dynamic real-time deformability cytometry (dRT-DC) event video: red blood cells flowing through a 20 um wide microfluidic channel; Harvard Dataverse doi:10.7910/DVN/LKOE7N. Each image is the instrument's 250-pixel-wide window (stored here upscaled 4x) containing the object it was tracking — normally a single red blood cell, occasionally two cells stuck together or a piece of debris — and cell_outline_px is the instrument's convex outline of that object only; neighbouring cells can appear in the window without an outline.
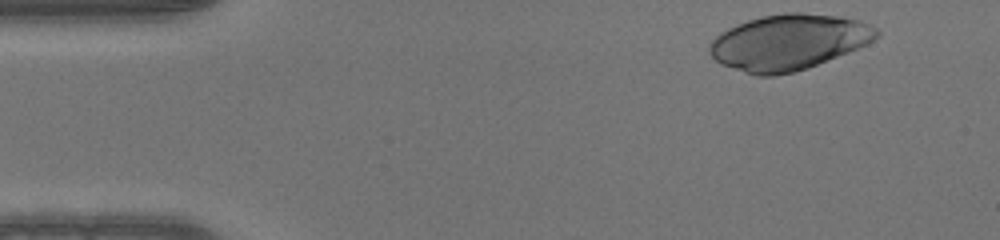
{"species": "human", "species_latin": "Homo sapiens", "temperature_condition": "warm", "stored_images_in_passage": 37, "camera_frame_rate_fps": 3000, "um_per_image_px": 0.085, "donor": {"sex": "male"}, "frame": {"image": 1, "passage_image": 1, "time_ms": 0.0, "image_size_px": [1000, 240], "cell_outline_px": [[880, 36], [868, 44], [808, 68], [792, 72], [772, 76], [756, 76], [720, 64], [708, 52], [708, 44], [720, 32], [736, 24], [748, 20], [764, 16], [784, 12], [800, 12], [840, 16], [860, 20], [876, 28], [880, 32]], "centroid_in_image_um": [67.03, 3.58], "position_along_channel_um": 18.0, "area_um2": 54.33}}
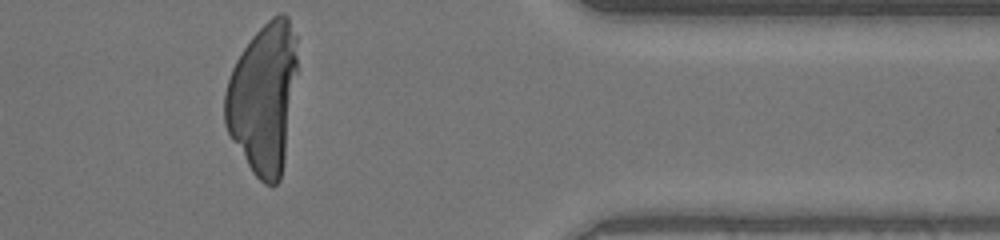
{"frame": {"image": 2, "passage_image": 37, "time_ms": 12.0, "image_size_px": [1000, 240], "cell_outline_px": [[296, 72], [284, 160], [280, 180], [276, 184], [264, 184], [252, 172], [232, 140], [224, 124], [224, 92], [232, 68], [236, 60], [252, 36], [272, 16], [280, 12], [284, 12], [288, 16], [296, 36]], "centroid_in_image_um": [22.36, 8.31], "position_along_channel_um": 389.0, "area_um2": 62.94}}